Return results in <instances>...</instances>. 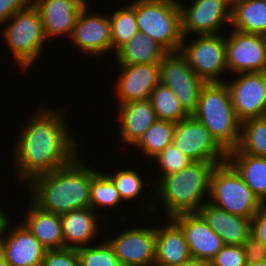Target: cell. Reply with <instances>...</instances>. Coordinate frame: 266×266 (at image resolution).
Returning a JSON list of instances; mask_svg holds the SVG:
<instances>
[{
	"label": "cell",
	"mask_w": 266,
	"mask_h": 266,
	"mask_svg": "<svg viewBox=\"0 0 266 266\" xmlns=\"http://www.w3.org/2000/svg\"><path fill=\"white\" fill-rule=\"evenodd\" d=\"M45 106L36 108L21 124L12 145L14 174L24 186L37 176L68 165L81 154L78 149L81 142L68 126L67 111L62 110L66 108Z\"/></svg>",
	"instance_id": "1"
},
{
	"label": "cell",
	"mask_w": 266,
	"mask_h": 266,
	"mask_svg": "<svg viewBox=\"0 0 266 266\" xmlns=\"http://www.w3.org/2000/svg\"><path fill=\"white\" fill-rule=\"evenodd\" d=\"M220 163L223 162L193 161L179 172L162 176L154 184V189H147L152 197L148 202L143 201L141 208L151 215L158 212L156 217L161 210L167 216L165 218L198 213L208 202L211 174Z\"/></svg>",
	"instance_id": "2"
},
{
	"label": "cell",
	"mask_w": 266,
	"mask_h": 266,
	"mask_svg": "<svg viewBox=\"0 0 266 266\" xmlns=\"http://www.w3.org/2000/svg\"><path fill=\"white\" fill-rule=\"evenodd\" d=\"M85 161L79 154L68 165L35 177L26 185L28 197L42 210L58 215L89 208L92 176L99 168Z\"/></svg>",
	"instance_id": "3"
},
{
	"label": "cell",
	"mask_w": 266,
	"mask_h": 266,
	"mask_svg": "<svg viewBox=\"0 0 266 266\" xmlns=\"http://www.w3.org/2000/svg\"><path fill=\"white\" fill-rule=\"evenodd\" d=\"M192 116L203 123L227 152L237 148L241 121L236 116L225 82L205 83Z\"/></svg>",
	"instance_id": "4"
},
{
	"label": "cell",
	"mask_w": 266,
	"mask_h": 266,
	"mask_svg": "<svg viewBox=\"0 0 266 266\" xmlns=\"http://www.w3.org/2000/svg\"><path fill=\"white\" fill-rule=\"evenodd\" d=\"M4 26V27H3ZM1 37L6 41L13 60L23 72H28L39 60L48 41L40 12L31 2L3 23ZM35 63V64H34Z\"/></svg>",
	"instance_id": "5"
},
{
	"label": "cell",
	"mask_w": 266,
	"mask_h": 266,
	"mask_svg": "<svg viewBox=\"0 0 266 266\" xmlns=\"http://www.w3.org/2000/svg\"><path fill=\"white\" fill-rule=\"evenodd\" d=\"M138 31L167 52H179L183 41L178 0H136Z\"/></svg>",
	"instance_id": "6"
},
{
	"label": "cell",
	"mask_w": 266,
	"mask_h": 266,
	"mask_svg": "<svg viewBox=\"0 0 266 266\" xmlns=\"http://www.w3.org/2000/svg\"><path fill=\"white\" fill-rule=\"evenodd\" d=\"M208 202L246 218H253L263 205L228 161L218 164L211 174Z\"/></svg>",
	"instance_id": "7"
},
{
	"label": "cell",
	"mask_w": 266,
	"mask_h": 266,
	"mask_svg": "<svg viewBox=\"0 0 266 266\" xmlns=\"http://www.w3.org/2000/svg\"><path fill=\"white\" fill-rule=\"evenodd\" d=\"M191 37L192 41H188ZM191 37H183L180 48V53L186 58L190 68L206 83L225 82L227 79L223 78L228 72L226 33Z\"/></svg>",
	"instance_id": "8"
},
{
	"label": "cell",
	"mask_w": 266,
	"mask_h": 266,
	"mask_svg": "<svg viewBox=\"0 0 266 266\" xmlns=\"http://www.w3.org/2000/svg\"><path fill=\"white\" fill-rule=\"evenodd\" d=\"M159 66L160 83L172 90L184 111L192 115L206 82L195 74L180 51L168 52Z\"/></svg>",
	"instance_id": "9"
},
{
	"label": "cell",
	"mask_w": 266,
	"mask_h": 266,
	"mask_svg": "<svg viewBox=\"0 0 266 266\" xmlns=\"http://www.w3.org/2000/svg\"><path fill=\"white\" fill-rule=\"evenodd\" d=\"M178 2L183 37L225 33L222 29L231 23L232 0H192L190 5Z\"/></svg>",
	"instance_id": "10"
},
{
	"label": "cell",
	"mask_w": 266,
	"mask_h": 266,
	"mask_svg": "<svg viewBox=\"0 0 266 266\" xmlns=\"http://www.w3.org/2000/svg\"><path fill=\"white\" fill-rule=\"evenodd\" d=\"M173 144L192 161H227L228 152L192 115L175 123Z\"/></svg>",
	"instance_id": "11"
},
{
	"label": "cell",
	"mask_w": 266,
	"mask_h": 266,
	"mask_svg": "<svg viewBox=\"0 0 266 266\" xmlns=\"http://www.w3.org/2000/svg\"><path fill=\"white\" fill-rule=\"evenodd\" d=\"M89 9L87 2L79 12L69 41L80 53L100 57L112 51L110 18L108 13Z\"/></svg>",
	"instance_id": "12"
},
{
	"label": "cell",
	"mask_w": 266,
	"mask_h": 266,
	"mask_svg": "<svg viewBox=\"0 0 266 266\" xmlns=\"http://www.w3.org/2000/svg\"><path fill=\"white\" fill-rule=\"evenodd\" d=\"M142 223L106 237L122 266H154L156 224L142 227ZM136 226V227H135Z\"/></svg>",
	"instance_id": "13"
},
{
	"label": "cell",
	"mask_w": 266,
	"mask_h": 266,
	"mask_svg": "<svg viewBox=\"0 0 266 266\" xmlns=\"http://www.w3.org/2000/svg\"><path fill=\"white\" fill-rule=\"evenodd\" d=\"M230 30H227L229 34L226 36L228 77L239 73L266 72V51L262 35Z\"/></svg>",
	"instance_id": "14"
},
{
	"label": "cell",
	"mask_w": 266,
	"mask_h": 266,
	"mask_svg": "<svg viewBox=\"0 0 266 266\" xmlns=\"http://www.w3.org/2000/svg\"><path fill=\"white\" fill-rule=\"evenodd\" d=\"M234 77L235 79L226 80L225 83L237 118L243 122L263 117L266 106V72L239 73Z\"/></svg>",
	"instance_id": "15"
},
{
	"label": "cell",
	"mask_w": 266,
	"mask_h": 266,
	"mask_svg": "<svg viewBox=\"0 0 266 266\" xmlns=\"http://www.w3.org/2000/svg\"><path fill=\"white\" fill-rule=\"evenodd\" d=\"M119 76L113 85L118 105L148 100L160 83L159 63L118 65Z\"/></svg>",
	"instance_id": "16"
},
{
	"label": "cell",
	"mask_w": 266,
	"mask_h": 266,
	"mask_svg": "<svg viewBox=\"0 0 266 266\" xmlns=\"http://www.w3.org/2000/svg\"><path fill=\"white\" fill-rule=\"evenodd\" d=\"M87 0H32L40 12L46 39L71 37L76 19Z\"/></svg>",
	"instance_id": "17"
},
{
	"label": "cell",
	"mask_w": 266,
	"mask_h": 266,
	"mask_svg": "<svg viewBox=\"0 0 266 266\" xmlns=\"http://www.w3.org/2000/svg\"><path fill=\"white\" fill-rule=\"evenodd\" d=\"M172 219L181 227L192 258L210 262L224 246L199 213H182Z\"/></svg>",
	"instance_id": "18"
},
{
	"label": "cell",
	"mask_w": 266,
	"mask_h": 266,
	"mask_svg": "<svg viewBox=\"0 0 266 266\" xmlns=\"http://www.w3.org/2000/svg\"><path fill=\"white\" fill-rule=\"evenodd\" d=\"M60 217L64 247L76 249L97 243L96 238L99 239L101 235L99 234L102 230L100 228L106 221L90 207L72 210L60 215Z\"/></svg>",
	"instance_id": "19"
},
{
	"label": "cell",
	"mask_w": 266,
	"mask_h": 266,
	"mask_svg": "<svg viewBox=\"0 0 266 266\" xmlns=\"http://www.w3.org/2000/svg\"><path fill=\"white\" fill-rule=\"evenodd\" d=\"M16 224L10 223L4 236L6 261L11 266H42L47 249L21 222Z\"/></svg>",
	"instance_id": "20"
},
{
	"label": "cell",
	"mask_w": 266,
	"mask_h": 266,
	"mask_svg": "<svg viewBox=\"0 0 266 266\" xmlns=\"http://www.w3.org/2000/svg\"><path fill=\"white\" fill-rule=\"evenodd\" d=\"M119 106L116 115L118 127L119 143L129 147L135 146L142 138L143 134L157 120L155 110L152 107L151 101H132ZM120 133V134H119Z\"/></svg>",
	"instance_id": "21"
},
{
	"label": "cell",
	"mask_w": 266,
	"mask_h": 266,
	"mask_svg": "<svg viewBox=\"0 0 266 266\" xmlns=\"http://www.w3.org/2000/svg\"><path fill=\"white\" fill-rule=\"evenodd\" d=\"M192 258L181 227L172 219L156 224L154 266H179Z\"/></svg>",
	"instance_id": "22"
},
{
	"label": "cell",
	"mask_w": 266,
	"mask_h": 266,
	"mask_svg": "<svg viewBox=\"0 0 266 266\" xmlns=\"http://www.w3.org/2000/svg\"><path fill=\"white\" fill-rule=\"evenodd\" d=\"M224 245H239L252 234V218L231 214L206 202L198 212Z\"/></svg>",
	"instance_id": "23"
},
{
	"label": "cell",
	"mask_w": 266,
	"mask_h": 266,
	"mask_svg": "<svg viewBox=\"0 0 266 266\" xmlns=\"http://www.w3.org/2000/svg\"><path fill=\"white\" fill-rule=\"evenodd\" d=\"M21 222L48 250L64 248L62 220L60 215L42 210L31 199Z\"/></svg>",
	"instance_id": "24"
},
{
	"label": "cell",
	"mask_w": 266,
	"mask_h": 266,
	"mask_svg": "<svg viewBox=\"0 0 266 266\" xmlns=\"http://www.w3.org/2000/svg\"><path fill=\"white\" fill-rule=\"evenodd\" d=\"M227 161L236 169L257 198L266 204V158L242 153L235 148L228 152Z\"/></svg>",
	"instance_id": "25"
},
{
	"label": "cell",
	"mask_w": 266,
	"mask_h": 266,
	"mask_svg": "<svg viewBox=\"0 0 266 266\" xmlns=\"http://www.w3.org/2000/svg\"><path fill=\"white\" fill-rule=\"evenodd\" d=\"M168 52L157 42L137 32L114 55L117 65L160 63Z\"/></svg>",
	"instance_id": "26"
},
{
	"label": "cell",
	"mask_w": 266,
	"mask_h": 266,
	"mask_svg": "<svg viewBox=\"0 0 266 266\" xmlns=\"http://www.w3.org/2000/svg\"><path fill=\"white\" fill-rule=\"evenodd\" d=\"M229 27L249 34L266 33V0H232Z\"/></svg>",
	"instance_id": "27"
},
{
	"label": "cell",
	"mask_w": 266,
	"mask_h": 266,
	"mask_svg": "<svg viewBox=\"0 0 266 266\" xmlns=\"http://www.w3.org/2000/svg\"><path fill=\"white\" fill-rule=\"evenodd\" d=\"M109 14L111 25L112 52L115 54L138 32L136 22V0L121 5Z\"/></svg>",
	"instance_id": "28"
},
{
	"label": "cell",
	"mask_w": 266,
	"mask_h": 266,
	"mask_svg": "<svg viewBox=\"0 0 266 266\" xmlns=\"http://www.w3.org/2000/svg\"><path fill=\"white\" fill-rule=\"evenodd\" d=\"M122 202L123 201L119 196L113 180L105 172L98 170L92 176L90 187V208L106 219V222L108 223V217H105L106 213L102 212L103 209H116Z\"/></svg>",
	"instance_id": "29"
},
{
	"label": "cell",
	"mask_w": 266,
	"mask_h": 266,
	"mask_svg": "<svg viewBox=\"0 0 266 266\" xmlns=\"http://www.w3.org/2000/svg\"><path fill=\"white\" fill-rule=\"evenodd\" d=\"M175 123L167 120H156L143 134L134 148L146 159H153L168 145L173 143Z\"/></svg>",
	"instance_id": "30"
},
{
	"label": "cell",
	"mask_w": 266,
	"mask_h": 266,
	"mask_svg": "<svg viewBox=\"0 0 266 266\" xmlns=\"http://www.w3.org/2000/svg\"><path fill=\"white\" fill-rule=\"evenodd\" d=\"M237 148L242 153L266 158V117L241 122V138Z\"/></svg>",
	"instance_id": "31"
},
{
	"label": "cell",
	"mask_w": 266,
	"mask_h": 266,
	"mask_svg": "<svg viewBox=\"0 0 266 266\" xmlns=\"http://www.w3.org/2000/svg\"><path fill=\"white\" fill-rule=\"evenodd\" d=\"M149 100L158 120L178 123L189 116L181 107L174 92L161 83L152 91Z\"/></svg>",
	"instance_id": "32"
},
{
	"label": "cell",
	"mask_w": 266,
	"mask_h": 266,
	"mask_svg": "<svg viewBox=\"0 0 266 266\" xmlns=\"http://www.w3.org/2000/svg\"><path fill=\"white\" fill-rule=\"evenodd\" d=\"M117 168L116 170H113L114 173L110 170L109 172H106V174L113 180L115 183L119 196L122 199L123 202L126 201V203L132 200L135 201V199H139V196L141 197L142 190L144 192L145 185H149V188H154V183L147 182L145 183V180L142 178L143 176L138 173V171L132 169V168H121V170ZM112 173V174H111Z\"/></svg>",
	"instance_id": "33"
},
{
	"label": "cell",
	"mask_w": 266,
	"mask_h": 266,
	"mask_svg": "<svg viewBox=\"0 0 266 266\" xmlns=\"http://www.w3.org/2000/svg\"><path fill=\"white\" fill-rule=\"evenodd\" d=\"M80 266H122L106 240L77 248Z\"/></svg>",
	"instance_id": "34"
},
{
	"label": "cell",
	"mask_w": 266,
	"mask_h": 266,
	"mask_svg": "<svg viewBox=\"0 0 266 266\" xmlns=\"http://www.w3.org/2000/svg\"><path fill=\"white\" fill-rule=\"evenodd\" d=\"M158 164L157 166L160 171L159 176L154 177L156 179L150 180L154 184L162 177L167 176L172 173L179 172L186 166H188L191 162H193L189 157L184 155L177 147L172 143L168 145L161 153H159L156 157L152 159L151 162Z\"/></svg>",
	"instance_id": "35"
},
{
	"label": "cell",
	"mask_w": 266,
	"mask_h": 266,
	"mask_svg": "<svg viewBox=\"0 0 266 266\" xmlns=\"http://www.w3.org/2000/svg\"><path fill=\"white\" fill-rule=\"evenodd\" d=\"M42 266H80L76 248L48 249L45 252Z\"/></svg>",
	"instance_id": "36"
},
{
	"label": "cell",
	"mask_w": 266,
	"mask_h": 266,
	"mask_svg": "<svg viewBox=\"0 0 266 266\" xmlns=\"http://www.w3.org/2000/svg\"><path fill=\"white\" fill-rule=\"evenodd\" d=\"M242 246L224 245L210 261L211 266H247Z\"/></svg>",
	"instance_id": "37"
},
{
	"label": "cell",
	"mask_w": 266,
	"mask_h": 266,
	"mask_svg": "<svg viewBox=\"0 0 266 266\" xmlns=\"http://www.w3.org/2000/svg\"><path fill=\"white\" fill-rule=\"evenodd\" d=\"M242 248L248 263L266 261V246L252 234L242 243Z\"/></svg>",
	"instance_id": "38"
},
{
	"label": "cell",
	"mask_w": 266,
	"mask_h": 266,
	"mask_svg": "<svg viewBox=\"0 0 266 266\" xmlns=\"http://www.w3.org/2000/svg\"><path fill=\"white\" fill-rule=\"evenodd\" d=\"M31 2L32 0H0V26Z\"/></svg>",
	"instance_id": "39"
},
{
	"label": "cell",
	"mask_w": 266,
	"mask_h": 266,
	"mask_svg": "<svg viewBox=\"0 0 266 266\" xmlns=\"http://www.w3.org/2000/svg\"><path fill=\"white\" fill-rule=\"evenodd\" d=\"M252 235L266 246V204L252 218Z\"/></svg>",
	"instance_id": "40"
},
{
	"label": "cell",
	"mask_w": 266,
	"mask_h": 266,
	"mask_svg": "<svg viewBox=\"0 0 266 266\" xmlns=\"http://www.w3.org/2000/svg\"><path fill=\"white\" fill-rule=\"evenodd\" d=\"M8 214H5L4 211L0 210V238H4L6 230L11 222Z\"/></svg>",
	"instance_id": "41"
},
{
	"label": "cell",
	"mask_w": 266,
	"mask_h": 266,
	"mask_svg": "<svg viewBox=\"0 0 266 266\" xmlns=\"http://www.w3.org/2000/svg\"><path fill=\"white\" fill-rule=\"evenodd\" d=\"M179 266H211V265H210V262L191 258L190 260L182 263Z\"/></svg>",
	"instance_id": "42"
},
{
	"label": "cell",
	"mask_w": 266,
	"mask_h": 266,
	"mask_svg": "<svg viewBox=\"0 0 266 266\" xmlns=\"http://www.w3.org/2000/svg\"><path fill=\"white\" fill-rule=\"evenodd\" d=\"M5 259V239L0 238V261Z\"/></svg>",
	"instance_id": "43"
},
{
	"label": "cell",
	"mask_w": 266,
	"mask_h": 266,
	"mask_svg": "<svg viewBox=\"0 0 266 266\" xmlns=\"http://www.w3.org/2000/svg\"><path fill=\"white\" fill-rule=\"evenodd\" d=\"M247 266H266V261H257V262L247 263Z\"/></svg>",
	"instance_id": "44"
},
{
	"label": "cell",
	"mask_w": 266,
	"mask_h": 266,
	"mask_svg": "<svg viewBox=\"0 0 266 266\" xmlns=\"http://www.w3.org/2000/svg\"><path fill=\"white\" fill-rule=\"evenodd\" d=\"M0 266H11L6 259H3L2 261H0Z\"/></svg>",
	"instance_id": "45"
},
{
	"label": "cell",
	"mask_w": 266,
	"mask_h": 266,
	"mask_svg": "<svg viewBox=\"0 0 266 266\" xmlns=\"http://www.w3.org/2000/svg\"><path fill=\"white\" fill-rule=\"evenodd\" d=\"M262 37H263V40H264V44H265V51H266V33H264V34L262 35Z\"/></svg>",
	"instance_id": "46"
},
{
	"label": "cell",
	"mask_w": 266,
	"mask_h": 266,
	"mask_svg": "<svg viewBox=\"0 0 266 266\" xmlns=\"http://www.w3.org/2000/svg\"><path fill=\"white\" fill-rule=\"evenodd\" d=\"M263 117H266V106H265V109H264Z\"/></svg>",
	"instance_id": "47"
}]
</instances>
